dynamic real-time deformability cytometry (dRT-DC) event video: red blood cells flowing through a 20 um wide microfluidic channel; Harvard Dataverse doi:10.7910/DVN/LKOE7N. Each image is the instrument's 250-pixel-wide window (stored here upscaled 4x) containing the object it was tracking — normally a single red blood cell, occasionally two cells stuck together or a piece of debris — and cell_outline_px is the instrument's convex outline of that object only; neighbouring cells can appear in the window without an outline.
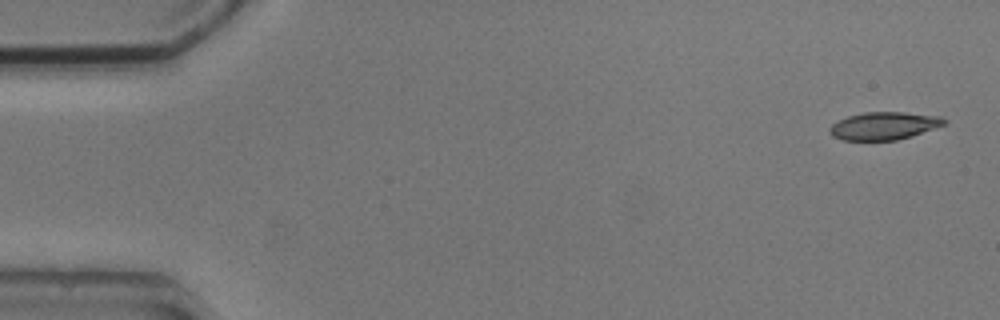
{"species": "common noctule bat (a hibernating species)", "species_latin": "Nyctalus noctula", "temperature_condition": "cold", "stored_images_in_passage": 3, "camera_frame_rate_fps": 3000, "um_per_image_px": 0.085, "animal": {"sex": "male", "body_mass_g": 20.5, "forearm_length_mm": 52.5}, "frame": {"image": 1, "passage_image": 1, "time_ms": 0.0, "image_size_px": [1000, 320], "cell_outline_px": [[948, 124], [912, 136], [896, 140], [844, 140], [832, 136], [828, 132], [828, 128], [832, 124], [848, 116], [864, 112], [904, 112], [940, 116], [948, 120]], "centroid_in_image_um": [75.17, 10.69], "position_along_channel_um": 9.8, "area_um2": 18.67}}